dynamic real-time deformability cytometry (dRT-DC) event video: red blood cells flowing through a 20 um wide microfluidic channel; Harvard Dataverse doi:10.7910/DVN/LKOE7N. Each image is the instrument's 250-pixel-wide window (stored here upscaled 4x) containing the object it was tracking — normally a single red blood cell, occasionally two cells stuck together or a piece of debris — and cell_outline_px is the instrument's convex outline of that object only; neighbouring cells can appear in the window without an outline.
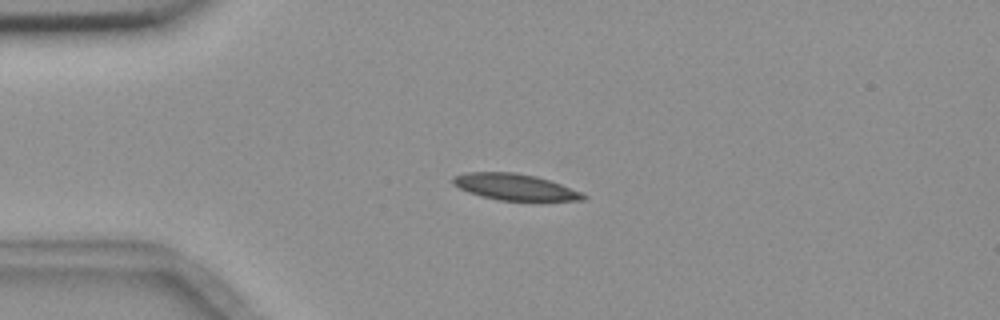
{"species": "common noctule bat (a hibernating species)", "species_latin": "Nyctalus noctula", "temperature_condition": "room temperature", "stored_images_in_passage": 3, "camera_frame_rate_fps": 3000, "um_per_image_px": 0.085, "animal": {"sex": "female", "body_mass_g": 18.4}, "frame": {"image": 1, "passage_image": 2, "time_ms": 2.333, "image_size_px": [1000, 320], "cell_outline_px": [[588, 200], [496, 200], [480, 196], [468, 192], [460, 188], [452, 180], [452, 176], [468, 172], [516, 172], [536, 176], [560, 184], [580, 192], [588, 196]], "centroid_in_image_um": [43.75, 15.89], "position_along_channel_um": 41.2, "area_um2": 19.77}}